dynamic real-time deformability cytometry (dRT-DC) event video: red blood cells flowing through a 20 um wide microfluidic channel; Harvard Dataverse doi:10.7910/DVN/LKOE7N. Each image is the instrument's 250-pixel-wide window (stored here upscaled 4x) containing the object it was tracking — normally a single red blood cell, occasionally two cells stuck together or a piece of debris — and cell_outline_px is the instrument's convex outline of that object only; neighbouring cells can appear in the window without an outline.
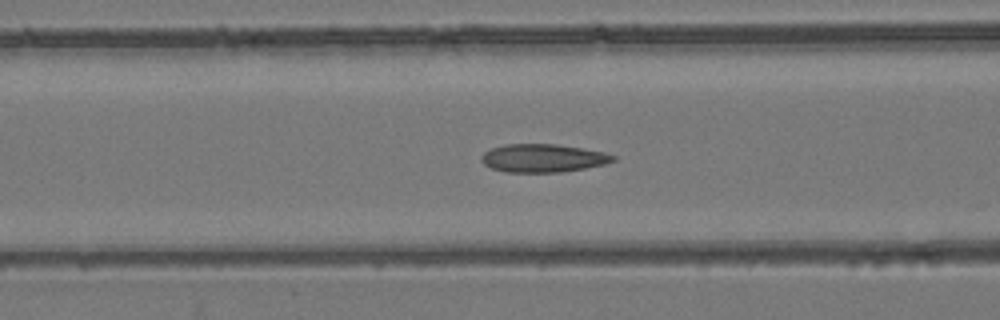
{"species": "common noctule bat (a hibernating species)", "species_latin": "Nyctalus noctula", "temperature_condition": "room temperature", "stored_images_in_passage": 48, "camera_frame_rate_fps": 3000, "um_per_image_px": 0.085, "animal": {"sex": "female", "body_mass_g": 24.6, "forearm_length_mm": 56.2}, "frame": {"image": 1, "passage_image": 22, "time_ms": 7.0, "image_size_px": [1000, 320], "cell_outline_px": [[616, 160], [604, 164], [584, 168], [560, 172], [504, 172], [492, 168], [484, 164], [480, 160], [480, 156], [484, 152], [492, 148], [504, 144], [556, 144], [604, 152], [616, 156]], "centroid_in_image_um": [46.12, 13.44], "position_along_channel_um": 120.5, "area_um2": 21.56}}
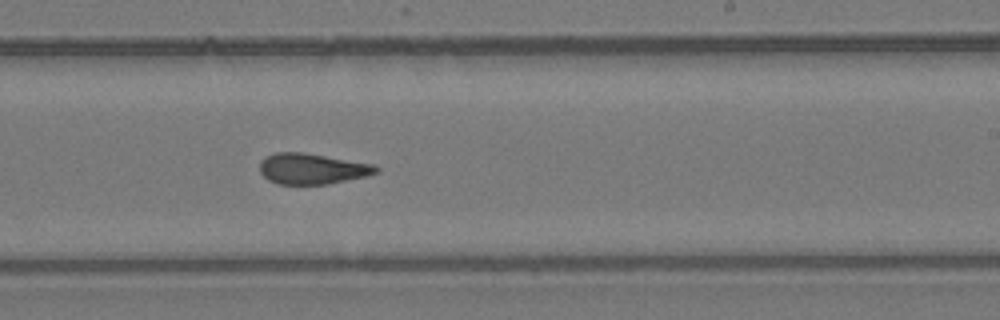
{"frame": {"image": 2, "passage_image": 33, "time_ms": 10.667, "image_size_px": [1000, 320], "cell_outline_px": [[380, 172], [364, 176], [328, 184], [276, 184], [268, 180], [260, 172], [260, 160], [264, 156], [276, 152], [304, 152], [376, 164], [380, 168]], "centroid_in_image_um": [26.53, 14.33], "position_along_channel_um": 262.5, "area_um2": 21.1}}
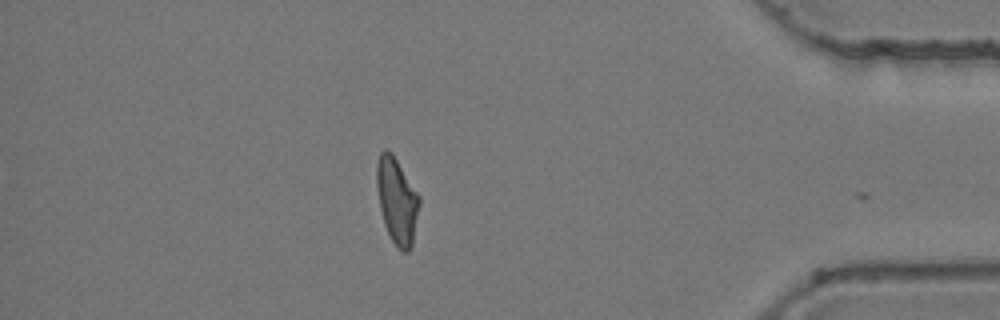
{"frame": {"image": 3, "passage_image": 47, "time_ms": 15.333, "image_size_px": [1000, 320], "cell_outline_px": [[420, 204], [412, 244], [408, 252], [404, 252], [396, 248], [384, 224], [380, 208], [376, 188], [376, 164], [380, 152], [384, 148], [392, 152], [420, 196]], "centroid_in_image_um": [33.73, 17.04], "position_along_channel_um": 401.5, "area_um2": 21.5}, "authors_computed_cell_mechanics": {"area_um2": 21.7617, "velocity_mm_per_s": 3.8721, "shape_relaxation_time_tau1_ms": null, "shape_relaxation_time_tau2_ms": 2.5392, "deformation_change_tau1": null, "deformation_change_tau2": 0.0903}}